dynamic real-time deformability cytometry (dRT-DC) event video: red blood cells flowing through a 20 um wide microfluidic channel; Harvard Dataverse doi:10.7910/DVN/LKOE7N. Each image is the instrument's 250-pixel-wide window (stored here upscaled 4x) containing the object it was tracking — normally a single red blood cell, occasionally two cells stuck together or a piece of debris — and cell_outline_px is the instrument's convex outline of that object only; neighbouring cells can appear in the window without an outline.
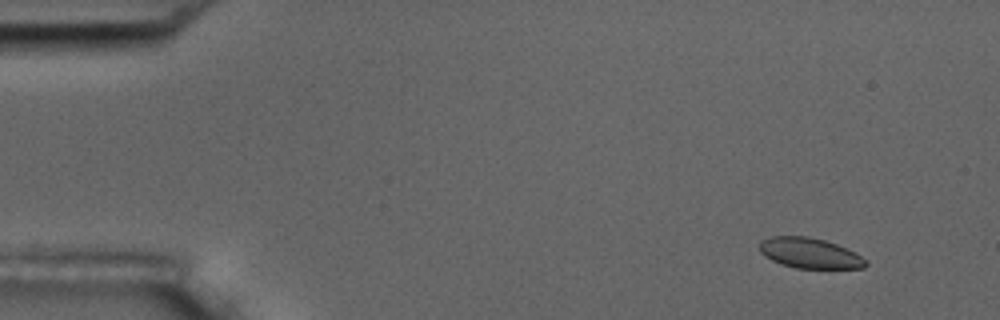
{"species": "common noctule bat (a hibernating species)", "species_latin": "Nyctalus noctula", "temperature_condition": "room temperature", "stored_images_in_passage": 7, "camera_frame_rate_fps": 3000, "um_per_image_px": 0.085, "animal": {"sex": "male", "body_mass_g": 17.5, "forearm_length_mm": 52.3}, "frame": {"image": 1, "passage_image": 2, "time_ms": 0.333, "image_size_px": [1000, 320], "cell_outline_px": [[868, 264], [864, 268], [796, 268], [780, 264], [764, 256], [760, 252], [760, 240], [772, 236], [808, 236], [824, 240], [836, 244], [856, 252], [868, 260]], "centroid_in_image_um": [68.84, 21.51], "position_along_channel_um": 16.2, "area_um2": 18.96}}
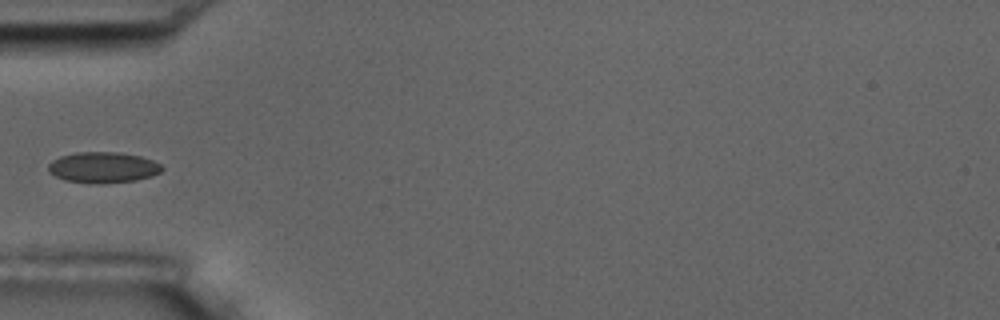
{"frame": {"image": 2, "passage_image": 6, "time_ms": 1.667, "image_size_px": [1000, 320], "cell_outline_px": [[164, 168], [160, 172], [152, 176], [136, 180], [100, 184], [96, 184], [64, 180], [48, 172], [48, 164], [52, 160], [60, 156], [76, 152], [116, 152], [140, 156], [152, 160], [160, 164]], "centroid_in_image_um": [8.74, 14.23], "position_along_channel_um": 76.3, "area_um2": 20.52}}